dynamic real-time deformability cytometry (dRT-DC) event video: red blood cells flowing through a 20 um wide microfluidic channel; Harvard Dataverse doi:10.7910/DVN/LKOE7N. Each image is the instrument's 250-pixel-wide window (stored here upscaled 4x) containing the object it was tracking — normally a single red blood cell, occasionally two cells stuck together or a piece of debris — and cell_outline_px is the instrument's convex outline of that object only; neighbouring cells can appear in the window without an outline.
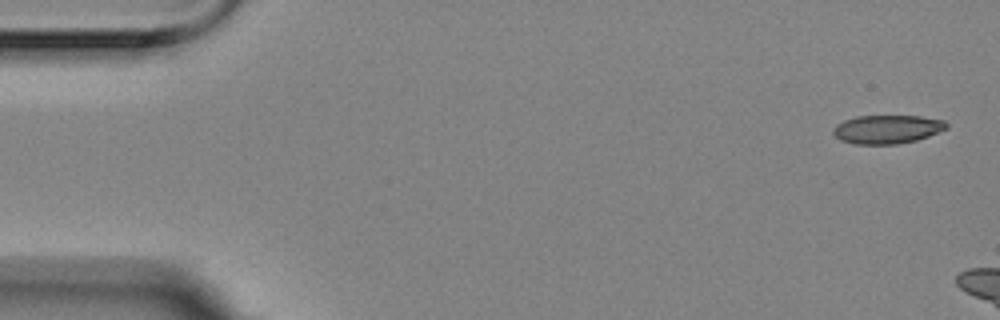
{"species": "Egyptian fruit bat (a non-hibernating species)", "species_latin": "Rousettus aegyptiacus", "temperature_condition": "room temperature", "stored_images_in_passage": 3, "camera_frame_rate_fps": 3000, "um_per_image_px": 0.085, "animal": {"sex": "female"}, "frame": {"image": 1, "passage_image": 1, "time_ms": 0.0, "image_size_px": [1000, 320], "cell_outline_px": [[948, 128], [928, 136], [916, 140], [896, 144], [856, 144], [840, 140], [832, 132], [832, 128], [836, 124], [844, 120], [856, 116], [920, 116], [944, 120], [948, 124]], "centroid_in_image_um": [75.39, 10.98], "position_along_channel_um": 9.6, "area_um2": 18.9}}